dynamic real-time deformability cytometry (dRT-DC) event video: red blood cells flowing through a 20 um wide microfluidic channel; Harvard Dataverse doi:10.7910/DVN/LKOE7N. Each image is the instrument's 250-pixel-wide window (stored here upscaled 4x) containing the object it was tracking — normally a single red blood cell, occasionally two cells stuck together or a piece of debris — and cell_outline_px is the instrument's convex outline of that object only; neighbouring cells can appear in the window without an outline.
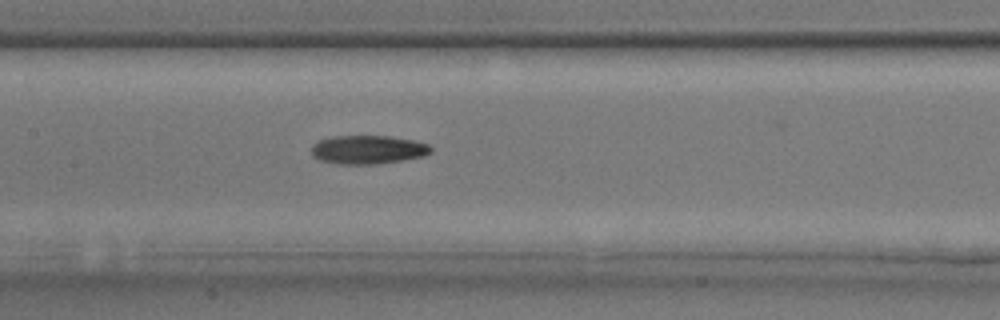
{"species": "common noctule bat (a hibernating species)", "species_latin": "Nyctalus noctula", "temperature_condition": "room temperature", "stored_images_in_passage": 19, "camera_frame_rate_fps": 3000, "um_per_image_px": 0.085, "animal": {"sex": "male", "body_mass_g": 17.9, "forearm_length_mm": 54.2}, "frame": {"image": 1, "passage_image": 6, "time_ms": 1.667, "image_size_px": [1000, 320], "cell_outline_px": [[432, 152], [424, 156], [404, 160], [376, 164], [336, 164], [320, 160], [312, 156], [312, 144], [320, 140], [332, 136], [388, 136], [412, 140], [428, 144], [432, 148]], "centroid_in_image_um": [31.27, 12.72], "position_along_channel_um": 176.1, "area_um2": 20.0}}
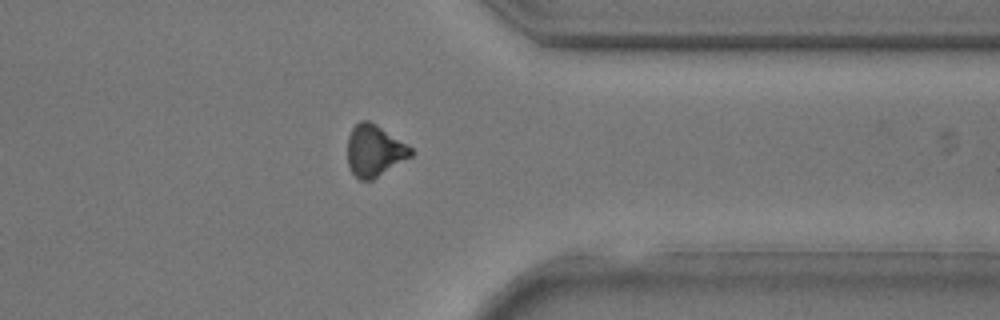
{"frame": {"image": 2, "passage_image": 16, "time_ms": 5.0, "image_size_px": [1000, 320], "cell_outline_px": [[416, 152], [412, 156], [372, 180], [360, 180], [348, 168], [348, 136], [352, 128], [360, 120], [368, 120], [376, 124], [412, 148]], "centroid_in_image_um": [31.83, 12.81], "position_along_channel_um": 379.6, "area_um2": 19.02}}